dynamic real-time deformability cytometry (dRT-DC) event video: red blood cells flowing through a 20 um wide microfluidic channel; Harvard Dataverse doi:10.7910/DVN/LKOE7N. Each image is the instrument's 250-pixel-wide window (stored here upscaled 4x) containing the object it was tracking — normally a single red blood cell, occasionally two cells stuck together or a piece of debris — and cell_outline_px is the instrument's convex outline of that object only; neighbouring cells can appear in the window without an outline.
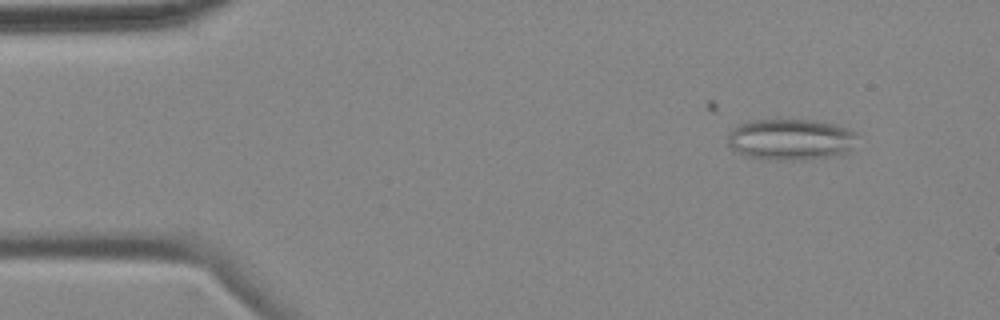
{"species": "common noctule bat (a hibernating species)", "species_latin": "Nyctalus noctula", "temperature_condition": "cold", "stored_images_in_passage": 4, "camera_frame_rate_fps": 3000, "um_per_image_px": 0.085, "animal": {"sex": "female", "body_mass_g": 18.4}, "frame": {"image": 1, "passage_image": 1, "time_ms": 0.0, "image_size_px": [1000, 320], "cell_outline_px": [[856, 136], [852, 148], [844, 152], [828, 156], [796, 160], [776, 160], [748, 156], [732, 148], [728, 144], [728, 132], [740, 124], [748, 120], [776, 116], [812, 120], [832, 124], [856, 132]], "centroid_in_image_um": [67.13, 11.79], "position_along_channel_um": 17.9, "area_um2": 31.44}}